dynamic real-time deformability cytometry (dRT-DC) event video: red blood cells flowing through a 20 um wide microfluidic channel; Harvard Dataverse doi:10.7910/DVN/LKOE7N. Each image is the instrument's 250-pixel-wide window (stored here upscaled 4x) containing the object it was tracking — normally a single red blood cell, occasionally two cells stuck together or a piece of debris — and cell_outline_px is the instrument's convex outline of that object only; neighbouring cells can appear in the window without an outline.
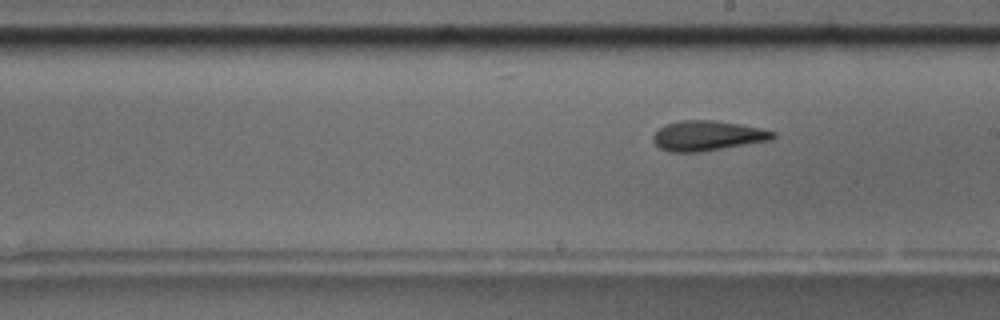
{"species": "common noctule bat (a hibernating species)", "species_latin": "Nyctalus noctula", "temperature_condition": "room temperature", "stored_images_in_passage": 10, "segment_of_instrument_passage": [2, 2], "camera_frame_rate_fps": 3000, "um_per_image_px": 0.085, "animal": {"sex": "male", "body_mass_g": 17.5, "forearm_length_mm": 52.3}, "frame": {"image": 1, "passage_image": 10, "time_ms": 11.333, "image_size_px": [1000, 320], "cell_outline_px": [[776, 136], [772, 140], [704, 152], [668, 152], [660, 148], [652, 140], [652, 136], [664, 124], [684, 120], [712, 120], [740, 124], [760, 128], [776, 132]], "centroid_in_image_um": [60.15, 11.55], "position_along_channel_um": 228.9, "area_um2": 21.15}}